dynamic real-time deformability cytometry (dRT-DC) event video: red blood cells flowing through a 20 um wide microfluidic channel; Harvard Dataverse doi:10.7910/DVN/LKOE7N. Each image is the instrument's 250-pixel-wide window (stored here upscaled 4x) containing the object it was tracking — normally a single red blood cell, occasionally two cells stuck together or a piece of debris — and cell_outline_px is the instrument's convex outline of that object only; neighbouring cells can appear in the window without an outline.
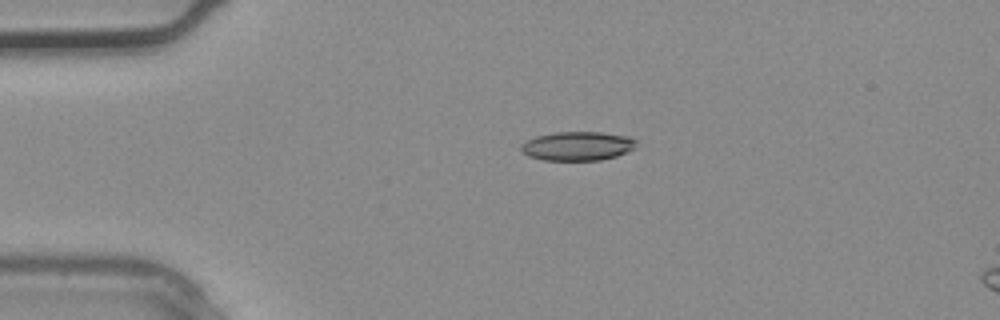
{"species": "common noctule bat (a hibernating species)", "species_latin": "Nyctalus noctula", "temperature_condition": "warm", "stored_images_in_passage": 3, "camera_frame_rate_fps": 3000, "um_per_image_px": 0.085, "animal": {"sex": "male", "body_mass_g": 20.4}, "frame": {"image": 1, "passage_image": 1, "time_ms": 0.0, "image_size_px": [1000, 320], "cell_outline_px": [[636, 148], [616, 156], [600, 160], [544, 160], [528, 156], [520, 148], [520, 144], [536, 136], [556, 132], [600, 132], [628, 136], [636, 140]], "centroid_in_image_um": [49.1, 12.41], "position_along_channel_um": 35.9, "area_um2": 19.42}}